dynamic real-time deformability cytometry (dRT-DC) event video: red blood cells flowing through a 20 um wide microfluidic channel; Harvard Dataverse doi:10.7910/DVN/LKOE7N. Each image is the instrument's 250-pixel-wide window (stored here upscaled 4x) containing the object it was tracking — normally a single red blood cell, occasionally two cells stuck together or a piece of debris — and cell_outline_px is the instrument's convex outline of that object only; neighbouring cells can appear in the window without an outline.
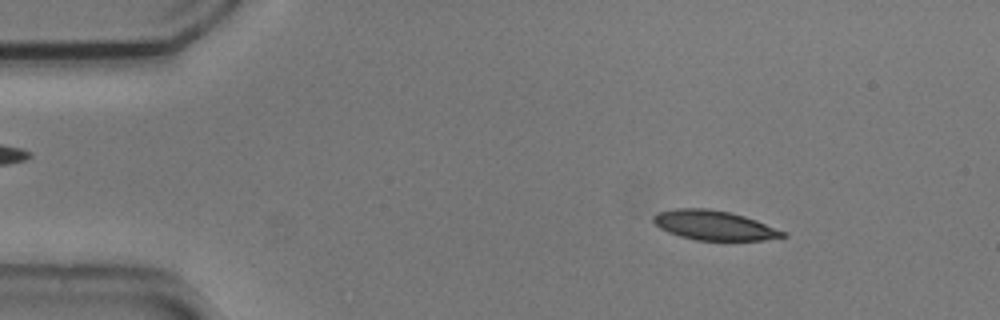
{"species": "common noctule bat (a hibernating species)", "species_latin": "Nyctalus noctula", "temperature_condition": "cold", "stored_images_in_passage": 53, "camera_frame_rate_fps": 3000, "um_per_image_px": 0.085, "animal": {"sex": "male", "body_mass_g": 20.5, "forearm_length_mm": 52.5}, "frame": {"image": 1, "passage_image": 7, "time_ms": 2.0, "image_size_px": [1000, 320], "cell_outline_px": [[788, 236], [764, 240], [696, 240], [680, 236], [668, 232], [660, 228], [652, 220], [652, 216], [656, 212], [676, 208], [708, 208], [728, 212], [744, 216], [756, 220], [788, 232]], "centroid_in_image_um": [60.7, 19.15], "position_along_channel_um": 24.3, "area_um2": 22.37}}
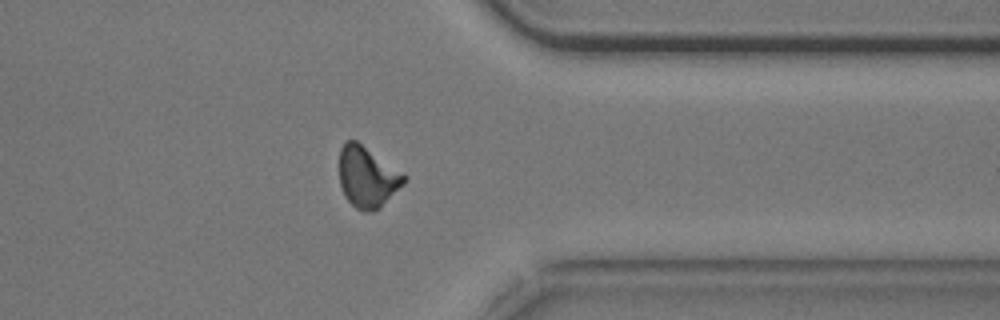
{"frame": {"image": 2, "passage_image": 42, "time_ms": 13.667, "image_size_px": [1000, 320], "cell_outline_px": [[408, 180], [380, 208], [372, 212], [368, 212], [356, 208], [344, 196], [340, 184], [340, 148], [344, 140], [356, 140], [408, 176]], "centroid_in_image_um": [31.23, 15.04], "position_along_channel_um": 380.2, "area_um2": 23.06}}
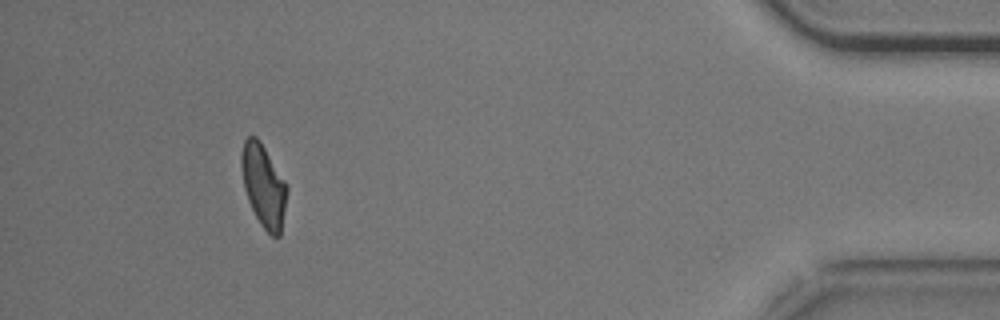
{"frame": {"image": 3, "passage_image": 49, "time_ms": 16.0, "image_size_px": [1000, 320], "cell_outline_px": [[288, 188], [280, 236], [272, 236], [260, 224], [248, 200], [244, 188], [240, 164], [240, 156], [244, 140], [248, 136], [256, 136], [260, 140], [288, 184]], "centroid_in_image_um": [22.4, 15.74], "position_along_channel_um": 412.8, "area_um2": 22.02}, "authors_computed_cell_mechanics": {"area_um2": 22.9466, "velocity_mm_per_s": 3.716, "shape_relaxation_time_tau1_ms": 8.2766, "shape_relaxation_time_tau2_ms": 5.4485, "deformation_change_tau1": 0.2044, "deformation_change_tau2": 0.1267}}